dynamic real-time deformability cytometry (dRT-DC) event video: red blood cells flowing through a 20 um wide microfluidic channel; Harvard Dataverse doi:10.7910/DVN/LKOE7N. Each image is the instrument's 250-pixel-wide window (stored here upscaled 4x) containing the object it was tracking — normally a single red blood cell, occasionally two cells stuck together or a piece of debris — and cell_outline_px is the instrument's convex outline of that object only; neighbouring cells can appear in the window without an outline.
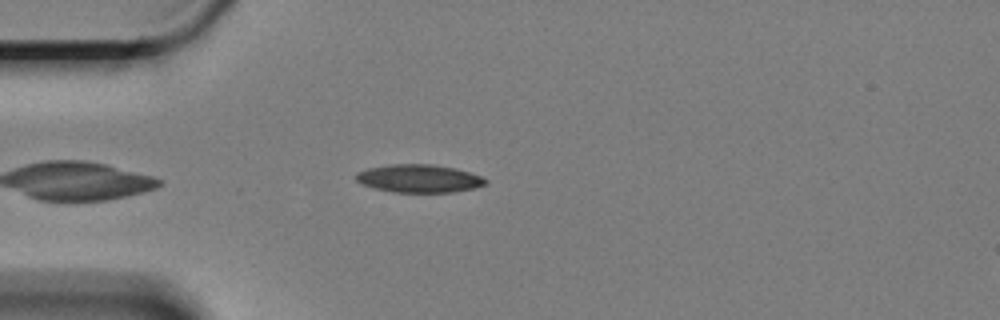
{"species": "Egyptian fruit bat (a non-hibernating species)", "species_latin": "Rousettus aegyptiacus", "temperature_condition": "cold", "stored_images_in_passage": 32, "camera_frame_rate_fps": 3000, "um_per_image_px": 0.085, "animal": {"sex": "female"}, "frame": {"image": 1, "passage_image": 2, "time_ms": 0.333, "image_size_px": [1000, 320], "cell_outline_px": [[488, 184], [472, 188], [452, 192], [396, 192], [376, 188], [364, 184], [356, 180], [356, 172], [368, 168], [388, 164], [432, 164], [456, 168], [480, 176], [488, 180]], "centroid_in_image_um": [35.63, 15.16], "position_along_channel_um": 49.4, "area_um2": 20.98}}
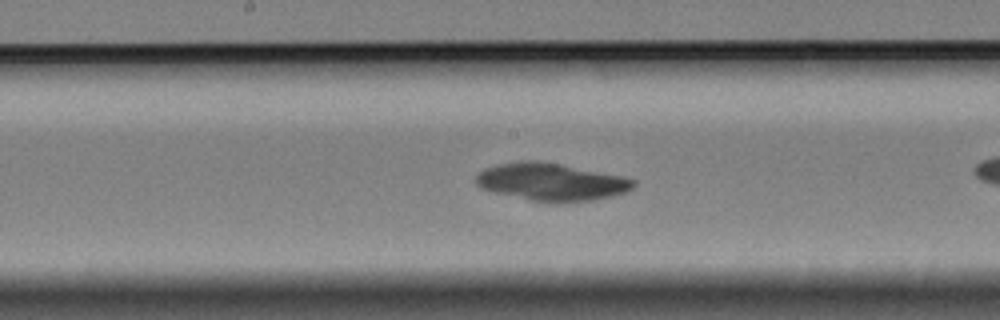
{"frame": {"image": 2, "passage_image": 13, "time_ms": 4.0, "image_size_px": [1000, 320], "cell_outline_px": [[636, 184], [628, 192], [612, 196], [592, 200], [564, 204], [556, 204], [528, 200], [492, 192], [480, 188], [476, 184], [476, 176], [484, 168], [496, 164], [520, 160], [536, 160], [560, 164], [620, 176], [636, 180]], "centroid_in_image_um": [46.83, 15.48], "position_along_channel_um": 201.4, "area_um2": 34.97}}
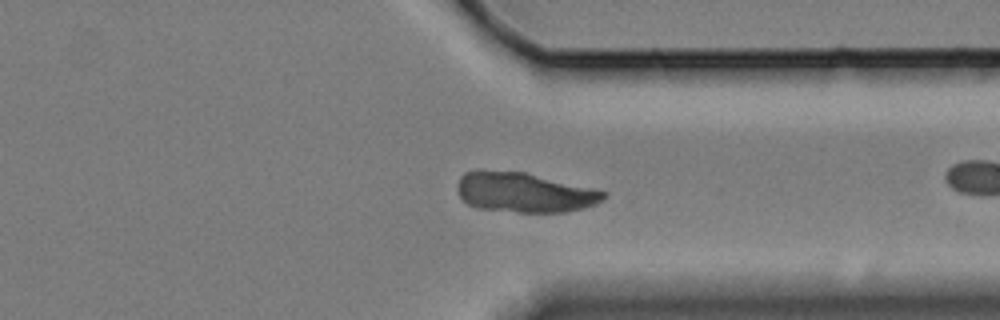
{"frame": {"image": 3, "passage_image": 28, "time_ms": 9.0, "image_size_px": [1000, 320], "cell_outline_px": [[608, 196], [596, 204], [584, 208], [568, 212], [520, 212], [476, 208], [468, 204], [460, 196], [456, 188], [456, 184], [460, 176], [464, 172], [480, 168], [524, 172], [608, 192]], "centroid_in_image_um": [44.52, 16.34], "position_along_channel_um": 366.9, "area_um2": 34.39}}